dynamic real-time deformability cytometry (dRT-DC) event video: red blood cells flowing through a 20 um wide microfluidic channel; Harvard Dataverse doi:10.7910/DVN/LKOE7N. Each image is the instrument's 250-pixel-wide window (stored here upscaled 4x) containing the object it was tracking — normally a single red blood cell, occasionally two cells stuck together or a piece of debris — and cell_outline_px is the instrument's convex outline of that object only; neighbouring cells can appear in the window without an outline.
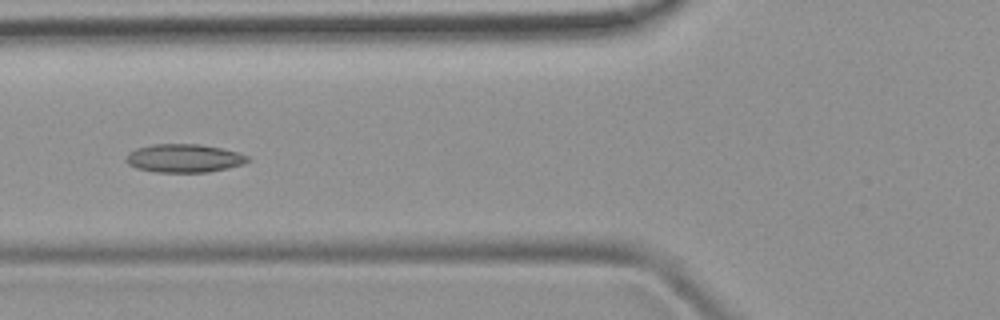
{"species": "common noctule bat (a hibernating species)", "species_latin": "Nyctalus noctula", "temperature_condition": "room temperature", "stored_images_in_passage": 5, "camera_frame_rate_fps": 3000, "um_per_image_px": 0.085, "animal": {"sex": "female", "body_mass_g": 19.9}, "frame": {"image": 1, "passage_image": 5, "time_ms": 4.667, "image_size_px": [1000, 320], "cell_outline_px": [[252, 160], [244, 164], [208, 172], [156, 172], [136, 168], [128, 164], [124, 160], [128, 152], [136, 148], [152, 144], [200, 144], [240, 152], [248, 156]], "centroid_in_image_um": [15.64, 13.44], "position_along_channel_um": 110.2, "area_um2": 20.29}}